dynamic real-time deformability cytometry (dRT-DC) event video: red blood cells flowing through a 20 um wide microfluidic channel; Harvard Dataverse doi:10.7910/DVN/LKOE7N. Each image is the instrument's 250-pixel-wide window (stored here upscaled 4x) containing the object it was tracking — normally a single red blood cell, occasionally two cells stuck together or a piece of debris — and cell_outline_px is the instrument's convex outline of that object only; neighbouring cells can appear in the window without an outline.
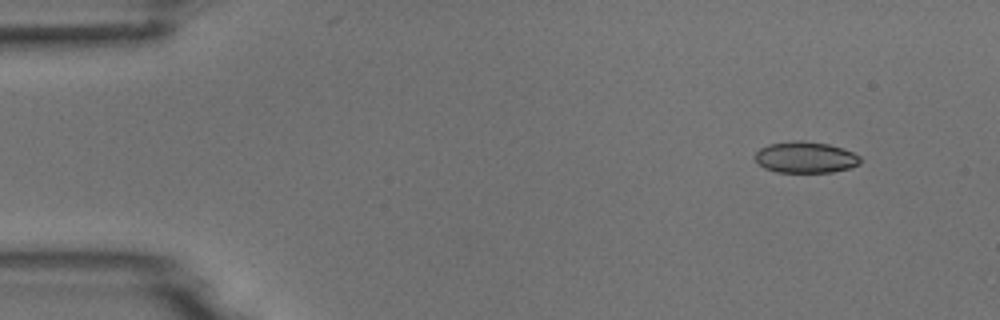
{"species": "common noctule bat (a hibernating species)", "species_latin": "Nyctalus noctula", "temperature_condition": "room temperature", "stored_images_in_passage": 49, "camera_frame_rate_fps": 3000, "um_per_image_px": 0.085, "animal": {"sex": "male", "body_mass_g": 18.8}, "frame": {"image": 1, "passage_image": 1, "time_ms": 0.0, "image_size_px": [1000, 320], "cell_outline_px": [[860, 164], [852, 168], [832, 172], [776, 172], [764, 168], [752, 156], [760, 148], [768, 144], [792, 140], [804, 140], [828, 144], [852, 152], [860, 156]], "centroid_in_image_um": [68.44, 13.37], "position_along_channel_um": 16.6, "area_um2": 19.36}}
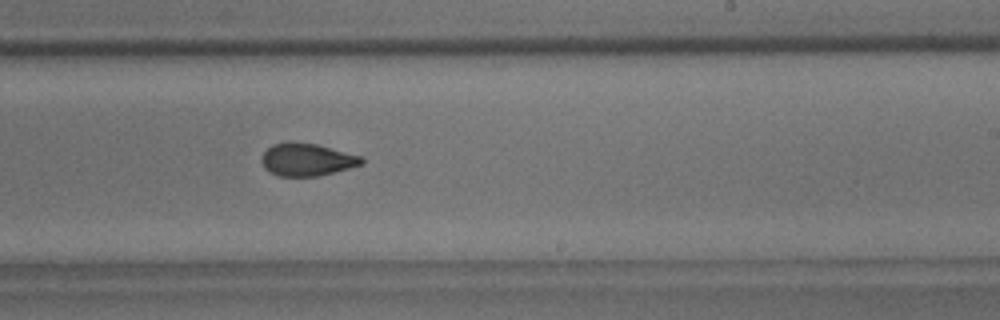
{"frame": {"image": 2, "passage_image": 28, "time_ms": 9.0, "image_size_px": [1000, 320], "cell_outline_px": [[364, 164], [316, 176], [280, 176], [268, 172], [264, 168], [260, 160], [264, 152], [272, 144], [292, 140], [316, 144], [364, 156]], "centroid_in_image_um": [26.07, 13.54], "position_along_channel_um": 262.9, "area_um2": 19.25}}
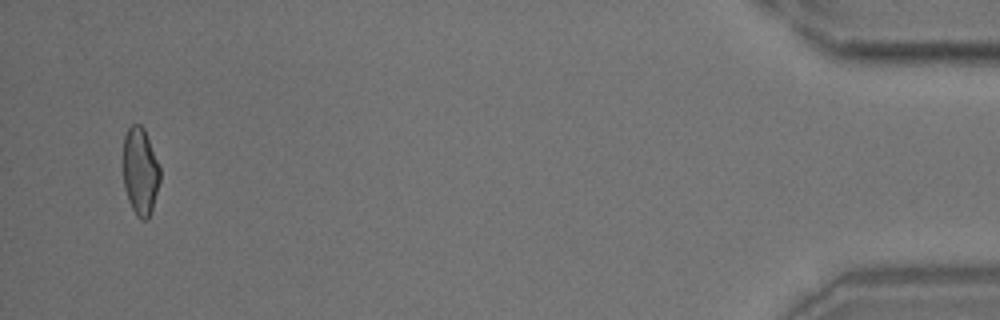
{"frame": {"image": 3, "passage_image": 47, "time_ms": 15.333, "image_size_px": [1000, 320], "cell_outline_px": [[160, 180], [152, 208], [148, 220], [140, 220], [136, 216], [128, 200], [124, 188], [124, 136], [128, 128], [132, 124], [140, 124], [144, 128], [160, 168]], "centroid_in_image_um": [11.92, 14.58], "position_along_channel_um": 423.3, "area_um2": 18.67}}